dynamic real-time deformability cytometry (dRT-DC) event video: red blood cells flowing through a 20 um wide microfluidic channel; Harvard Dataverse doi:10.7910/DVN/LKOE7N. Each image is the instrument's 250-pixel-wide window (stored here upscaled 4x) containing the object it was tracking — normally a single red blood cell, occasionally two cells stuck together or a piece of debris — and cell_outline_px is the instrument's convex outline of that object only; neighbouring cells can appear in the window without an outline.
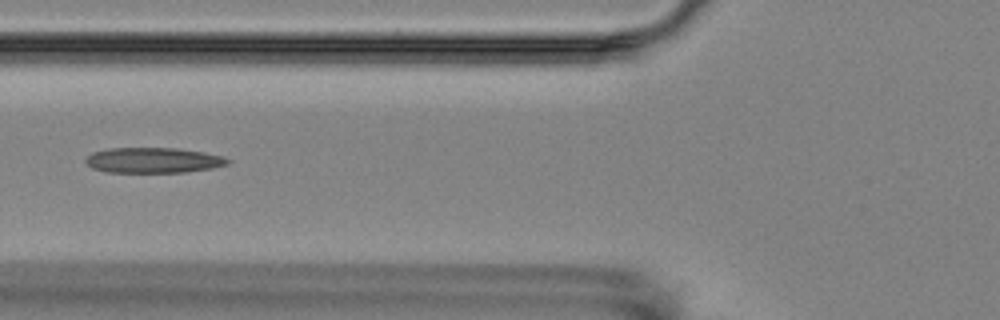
{"species": "Egyptian fruit bat (a non-hibernating species)", "species_latin": "Rousettus aegyptiacus", "temperature_condition": "room temperature", "stored_images_in_passage": 11, "camera_frame_rate_fps": 3000, "um_per_image_px": 0.085, "animal": {"sex": "female"}, "frame": {"image": 1, "passage_image": 2, "time_ms": 1.0, "image_size_px": [1000, 320], "cell_outline_px": [[232, 160], [228, 164], [212, 168], [184, 172], [104, 172], [92, 168], [84, 160], [92, 152], [108, 148], [176, 148], [204, 152], [220, 156]], "centroid_in_image_um": [13.01, 13.62], "position_along_channel_um": 112.8, "area_um2": 20.98}}
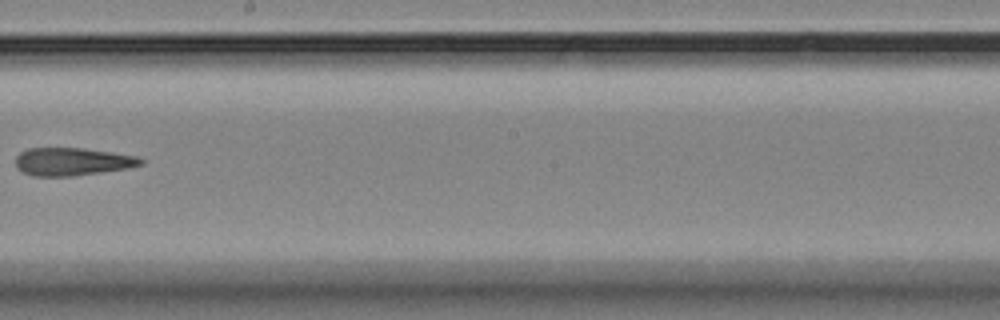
{"frame": {"image": 2, "passage_image": 5, "time_ms": 4.667, "image_size_px": [1000, 320], "cell_outline_px": [[144, 164], [128, 168], [72, 176], [32, 176], [16, 168], [16, 156], [20, 152], [28, 148], [80, 148], [112, 152], [136, 156], [144, 160]], "centroid_in_image_um": [6.13, 13.74], "position_along_channel_um": 242.1, "area_um2": 20.29}}
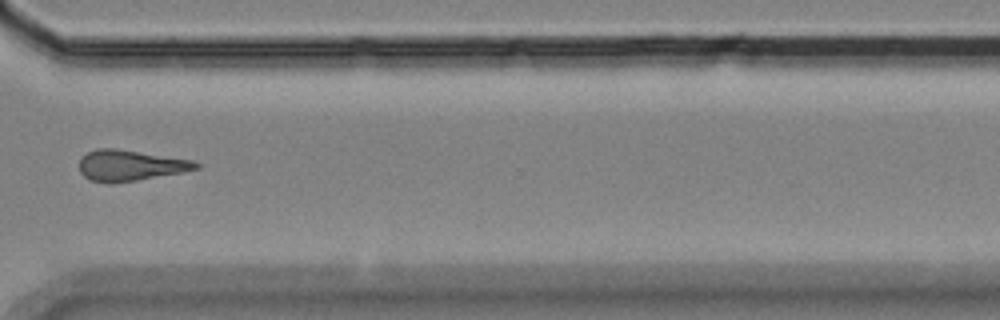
{"frame": {"image": 3, "passage_image": 8, "time_ms": 8.0, "image_size_px": [1000, 320], "cell_outline_px": [[200, 168], [180, 172], [116, 184], [108, 184], [88, 180], [80, 172], [80, 156], [88, 152], [100, 148], [116, 148], [192, 160], [200, 164]], "centroid_in_image_um": [11.01, 14.07], "position_along_channel_um": 359.6, "area_um2": 21.04}}